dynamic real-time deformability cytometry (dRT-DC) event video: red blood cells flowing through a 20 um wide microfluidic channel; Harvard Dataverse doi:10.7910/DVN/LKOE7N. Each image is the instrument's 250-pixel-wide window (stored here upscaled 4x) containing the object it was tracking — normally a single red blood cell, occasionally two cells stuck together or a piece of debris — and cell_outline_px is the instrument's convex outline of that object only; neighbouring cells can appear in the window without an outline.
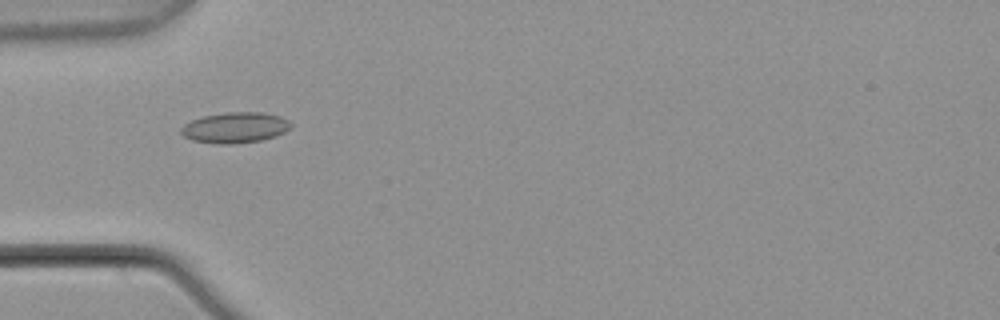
{"species": "common noctule bat (a hibernating species)", "species_latin": "Nyctalus noctula", "temperature_condition": "warm", "stored_images_in_passage": 6, "camera_frame_rate_fps": 3000, "um_per_image_px": 0.085, "animal": {"sex": "male", "body_mass_g": 21.5, "forearm_length_mm": 52.0}, "frame": {"image": 1, "passage_image": 4, "time_ms": 1.0, "image_size_px": [1000, 320], "cell_outline_px": [[292, 128], [276, 136], [260, 140], [232, 144], [216, 144], [192, 140], [184, 136], [180, 132], [180, 128], [184, 124], [192, 120], [204, 116], [228, 112], [260, 112], [280, 116], [288, 120], [292, 124]], "centroid_in_image_um": [19.99, 10.85], "position_along_channel_um": 65.0, "area_um2": 19.65}}
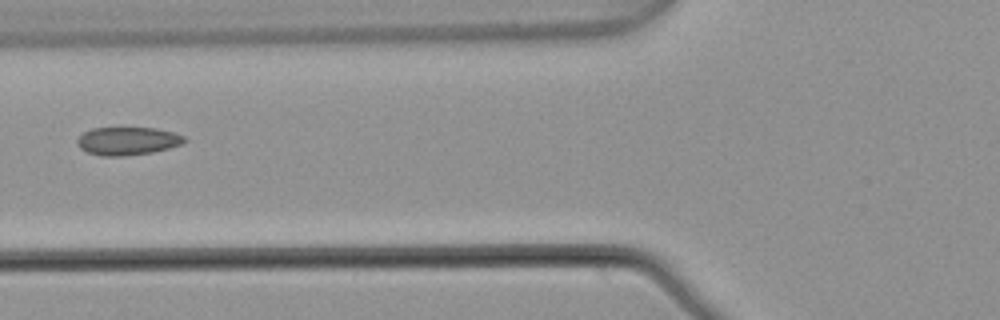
{"frame": {"image": 2, "passage_image": 5, "time_ms": 1.333, "image_size_px": [1000, 320], "cell_outline_px": [[188, 140], [180, 144], [168, 148], [152, 152], [124, 156], [104, 156], [88, 152], [80, 148], [76, 144], [76, 140], [84, 132], [92, 128], [156, 128], [172, 132], [184, 136]], "centroid_in_image_um": [10.83, 11.98], "position_along_channel_um": 115.0, "area_um2": 17.4}}
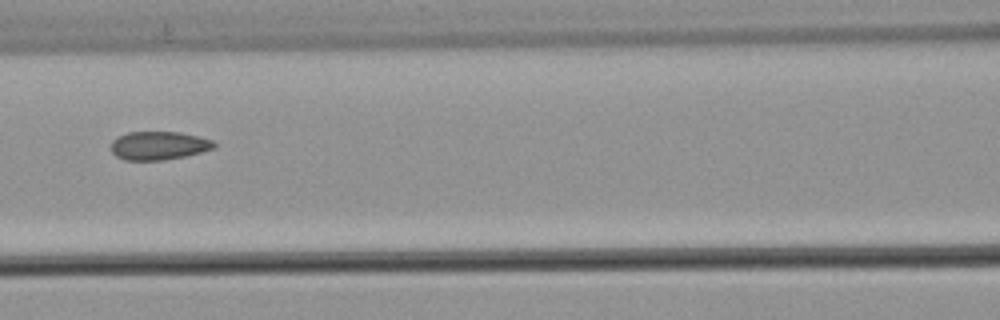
{"frame": {"image": 3, "passage_image": 6, "time_ms": 1.667, "image_size_px": [1000, 320], "cell_outline_px": [[216, 144], [212, 148], [200, 152], [184, 156], [164, 160], [124, 160], [116, 156], [112, 152], [112, 140], [128, 132], [180, 132], [200, 136], [212, 140]], "centroid_in_image_um": [13.49, 12.37], "position_along_channel_um": 153.1, "area_um2": 16.94}}